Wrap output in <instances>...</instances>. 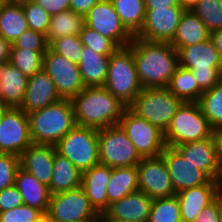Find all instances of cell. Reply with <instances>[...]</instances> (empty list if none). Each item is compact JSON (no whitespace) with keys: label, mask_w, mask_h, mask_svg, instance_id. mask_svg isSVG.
I'll return each mask as SVG.
<instances>
[{"label":"cell","mask_w":222,"mask_h":222,"mask_svg":"<svg viewBox=\"0 0 222 222\" xmlns=\"http://www.w3.org/2000/svg\"><path fill=\"white\" fill-rule=\"evenodd\" d=\"M198 104L213 129L222 127V80L202 93Z\"/></svg>","instance_id":"836d02e7"},{"label":"cell","mask_w":222,"mask_h":222,"mask_svg":"<svg viewBox=\"0 0 222 222\" xmlns=\"http://www.w3.org/2000/svg\"><path fill=\"white\" fill-rule=\"evenodd\" d=\"M49 48L72 63L78 65L81 61L83 44L79 35L57 38L49 44Z\"/></svg>","instance_id":"f35d334b"},{"label":"cell","mask_w":222,"mask_h":222,"mask_svg":"<svg viewBox=\"0 0 222 222\" xmlns=\"http://www.w3.org/2000/svg\"><path fill=\"white\" fill-rule=\"evenodd\" d=\"M61 100L54 82L42 69L28 78V84L23 101L19 108L26 114L52 105Z\"/></svg>","instance_id":"ffe728a7"},{"label":"cell","mask_w":222,"mask_h":222,"mask_svg":"<svg viewBox=\"0 0 222 222\" xmlns=\"http://www.w3.org/2000/svg\"><path fill=\"white\" fill-rule=\"evenodd\" d=\"M212 136L213 128L203 115L198 102H183L164 132V141L166 146L173 148Z\"/></svg>","instance_id":"8992f818"},{"label":"cell","mask_w":222,"mask_h":222,"mask_svg":"<svg viewBox=\"0 0 222 222\" xmlns=\"http://www.w3.org/2000/svg\"><path fill=\"white\" fill-rule=\"evenodd\" d=\"M112 176V168L98 164L82 172L81 187L98 213L109 207L107 185Z\"/></svg>","instance_id":"603a6c76"},{"label":"cell","mask_w":222,"mask_h":222,"mask_svg":"<svg viewBox=\"0 0 222 222\" xmlns=\"http://www.w3.org/2000/svg\"><path fill=\"white\" fill-rule=\"evenodd\" d=\"M210 40L214 48L222 57V29L210 33Z\"/></svg>","instance_id":"816d5d0a"},{"label":"cell","mask_w":222,"mask_h":222,"mask_svg":"<svg viewBox=\"0 0 222 222\" xmlns=\"http://www.w3.org/2000/svg\"><path fill=\"white\" fill-rule=\"evenodd\" d=\"M31 144L28 114L19 107H8L0 120V153L20 157Z\"/></svg>","instance_id":"4fadbf2b"},{"label":"cell","mask_w":222,"mask_h":222,"mask_svg":"<svg viewBox=\"0 0 222 222\" xmlns=\"http://www.w3.org/2000/svg\"><path fill=\"white\" fill-rule=\"evenodd\" d=\"M98 149L100 164L111 168L135 166L141 161L134 144L119 124L98 129Z\"/></svg>","instance_id":"9c48e42d"},{"label":"cell","mask_w":222,"mask_h":222,"mask_svg":"<svg viewBox=\"0 0 222 222\" xmlns=\"http://www.w3.org/2000/svg\"><path fill=\"white\" fill-rule=\"evenodd\" d=\"M127 47L132 51L143 88L168 87L179 67L178 51L170 43L146 41L134 36Z\"/></svg>","instance_id":"6da1fadb"},{"label":"cell","mask_w":222,"mask_h":222,"mask_svg":"<svg viewBox=\"0 0 222 222\" xmlns=\"http://www.w3.org/2000/svg\"><path fill=\"white\" fill-rule=\"evenodd\" d=\"M191 11L210 33L222 29V0H200Z\"/></svg>","instance_id":"8d00e7d4"},{"label":"cell","mask_w":222,"mask_h":222,"mask_svg":"<svg viewBox=\"0 0 222 222\" xmlns=\"http://www.w3.org/2000/svg\"><path fill=\"white\" fill-rule=\"evenodd\" d=\"M194 222H220L218 200L205 207Z\"/></svg>","instance_id":"bcb514c9"},{"label":"cell","mask_w":222,"mask_h":222,"mask_svg":"<svg viewBox=\"0 0 222 222\" xmlns=\"http://www.w3.org/2000/svg\"><path fill=\"white\" fill-rule=\"evenodd\" d=\"M79 36L83 46H86L94 52L102 55L111 56L120 48L112 39L102 36L97 31L86 25H84Z\"/></svg>","instance_id":"74e56055"},{"label":"cell","mask_w":222,"mask_h":222,"mask_svg":"<svg viewBox=\"0 0 222 222\" xmlns=\"http://www.w3.org/2000/svg\"><path fill=\"white\" fill-rule=\"evenodd\" d=\"M152 202V198L138 190L111 203L104 213L125 222H148Z\"/></svg>","instance_id":"7402d4cb"},{"label":"cell","mask_w":222,"mask_h":222,"mask_svg":"<svg viewBox=\"0 0 222 222\" xmlns=\"http://www.w3.org/2000/svg\"><path fill=\"white\" fill-rule=\"evenodd\" d=\"M45 52L31 49H11L9 62L29 77L43 69V54Z\"/></svg>","instance_id":"d590c367"},{"label":"cell","mask_w":222,"mask_h":222,"mask_svg":"<svg viewBox=\"0 0 222 222\" xmlns=\"http://www.w3.org/2000/svg\"><path fill=\"white\" fill-rule=\"evenodd\" d=\"M50 16L70 9V0H33Z\"/></svg>","instance_id":"f6af8a7d"},{"label":"cell","mask_w":222,"mask_h":222,"mask_svg":"<svg viewBox=\"0 0 222 222\" xmlns=\"http://www.w3.org/2000/svg\"><path fill=\"white\" fill-rule=\"evenodd\" d=\"M148 222H182L177 196L153 199Z\"/></svg>","instance_id":"e575fe53"},{"label":"cell","mask_w":222,"mask_h":222,"mask_svg":"<svg viewBox=\"0 0 222 222\" xmlns=\"http://www.w3.org/2000/svg\"><path fill=\"white\" fill-rule=\"evenodd\" d=\"M168 90L183 102H198L204 92L191 72V70L178 67L171 78Z\"/></svg>","instance_id":"d6a6232c"},{"label":"cell","mask_w":222,"mask_h":222,"mask_svg":"<svg viewBox=\"0 0 222 222\" xmlns=\"http://www.w3.org/2000/svg\"><path fill=\"white\" fill-rule=\"evenodd\" d=\"M28 27L36 32L47 34L51 16L33 1L22 5Z\"/></svg>","instance_id":"ab89813d"},{"label":"cell","mask_w":222,"mask_h":222,"mask_svg":"<svg viewBox=\"0 0 222 222\" xmlns=\"http://www.w3.org/2000/svg\"><path fill=\"white\" fill-rule=\"evenodd\" d=\"M182 103L183 101L167 87L142 88L127 107L137 116L165 132Z\"/></svg>","instance_id":"5b68a950"},{"label":"cell","mask_w":222,"mask_h":222,"mask_svg":"<svg viewBox=\"0 0 222 222\" xmlns=\"http://www.w3.org/2000/svg\"><path fill=\"white\" fill-rule=\"evenodd\" d=\"M22 5L2 4L0 7V35L13 44L28 29Z\"/></svg>","instance_id":"f546056e"},{"label":"cell","mask_w":222,"mask_h":222,"mask_svg":"<svg viewBox=\"0 0 222 222\" xmlns=\"http://www.w3.org/2000/svg\"><path fill=\"white\" fill-rule=\"evenodd\" d=\"M19 168V156L0 153V191L15 185V176Z\"/></svg>","instance_id":"60d3db41"},{"label":"cell","mask_w":222,"mask_h":222,"mask_svg":"<svg viewBox=\"0 0 222 222\" xmlns=\"http://www.w3.org/2000/svg\"><path fill=\"white\" fill-rule=\"evenodd\" d=\"M208 39H210V32L205 24L192 11L185 10L170 44L177 51L181 47L196 45Z\"/></svg>","instance_id":"484cf974"},{"label":"cell","mask_w":222,"mask_h":222,"mask_svg":"<svg viewBox=\"0 0 222 222\" xmlns=\"http://www.w3.org/2000/svg\"><path fill=\"white\" fill-rule=\"evenodd\" d=\"M47 213L53 222L95 221L99 214L81 186L51 195Z\"/></svg>","instance_id":"8fae6325"},{"label":"cell","mask_w":222,"mask_h":222,"mask_svg":"<svg viewBox=\"0 0 222 222\" xmlns=\"http://www.w3.org/2000/svg\"><path fill=\"white\" fill-rule=\"evenodd\" d=\"M139 190L150 198L176 195L166 164L162 156L141 158L136 165Z\"/></svg>","instance_id":"2e32d148"},{"label":"cell","mask_w":222,"mask_h":222,"mask_svg":"<svg viewBox=\"0 0 222 222\" xmlns=\"http://www.w3.org/2000/svg\"><path fill=\"white\" fill-rule=\"evenodd\" d=\"M43 70L54 82L61 99L71 100L85 88L79 66L50 48L43 54Z\"/></svg>","instance_id":"7c38bea8"},{"label":"cell","mask_w":222,"mask_h":222,"mask_svg":"<svg viewBox=\"0 0 222 222\" xmlns=\"http://www.w3.org/2000/svg\"><path fill=\"white\" fill-rule=\"evenodd\" d=\"M49 48L46 35L28 28L12 44L11 49H31L35 51H47Z\"/></svg>","instance_id":"b9f144b4"},{"label":"cell","mask_w":222,"mask_h":222,"mask_svg":"<svg viewBox=\"0 0 222 222\" xmlns=\"http://www.w3.org/2000/svg\"><path fill=\"white\" fill-rule=\"evenodd\" d=\"M184 12L181 6L146 9L143 27L135 37L146 41L170 43Z\"/></svg>","instance_id":"9a60e30c"},{"label":"cell","mask_w":222,"mask_h":222,"mask_svg":"<svg viewBox=\"0 0 222 222\" xmlns=\"http://www.w3.org/2000/svg\"><path fill=\"white\" fill-rule=\"evenodd\" d=\"M85 25L112 39L120 48L127 47L134 36L123 25L110 0H100L85 15Z\"/></svg>","instance_id":"5bb4252c"},{"label":"cell","mask_w":222,"mask_h":222,"mask_svg":"<svg viewBox=\"0 0 222 222\" xmlns=\"http://www.w3.org/2000/svg\"><path fill=\"white\" fill-rule=\"evenodd\" d=\"M84 25L85 16L75 13L70 9L52 15L46 34L48 44L60 37L79 35Z\"/></svg>","instance_id":"4dcf8cb0"},{"label":"cell","mask_w":222,"mask_h":222,"mask_svg":"<svg viewBox=\"0 0 222 222\" xmlns=\"http://www.w3.org/2000/svg\"><path fill=\"white\" fill-rule=\"evenodd\" d=\"M173 148L196 168L204 171L212 180L222 181V169L218 161L213 136Z\"/></svg>","instance_id":"ac0fdd59"},{"label":"cell","mask_w":222,"mask_h":222,"mask_svg":"<svg viewBox=\"0 0 222 222\" xmlns=\"http://www.w3.org/2000/svg\"><path fill=\"white\" fill-rule=\"evenodd\" d=\"M123 25L136 36L143 27L146 15L144 0H110Z\"/></svg>","instance_id":"1f68e13d"},{"label":"cell","mask_w":222,"mask_h":222,"mask_svg":"<svg viewBox=\"0 0 222 222\" xmlns=\"http://www.w3.org/2000/svg\"><path fill=\"white\" fill-rule=\"evenodd\" d=\"M30 137L33 144L56 145L76 126L73 105L61 99L52 105L28 114Z\"/></svg>","instance_id":"3957f363"},{"label":"cell","mask_w":222,"mask_h":222,"mask_svg":"<svg viewBox=\"0 0 222 222\" xmlns=\"http://www.w3.org/2000/svg\"><path fill=\"white\" fill-rule=\"evenodd\" d=\"M134 144L141 158L157 157L165 149L164 132L146 119L134 114L128 107L118 123Z\"/></svg>","instance_id":"30bf717a"},{"label":"cell","mask_w":222,"mask_h":222,"mask_svg":"<svg viewBox=\"0 0 222 222\" xmlns=\"http://www.w3.org/2000/svg\"><path fill=\"white\" fill-rule=\"evenodd\" d=\"M42 212L36 208L22 205L0 212V222H32Z\"/></svg>","instance_id":"7bdbcfd3"},{"label":"cell","mask_w":222,"mask_h":222,"mask_svg":"<svg viewBox=\"0 0 222 222\" xmlns=\"http://www.w3.org/2000/svg\"><path fill=\"white\" fill-rule=\"evenodd\" d=\"M95 222H125V221L111 218V217L107 216L104 212H100L98 214L97 219L95 220Z\"/></svg>","instance_id":"db71d44e"},{"label":"cell","mask_w":222,"mask_h":222,"mask_svg":"<svg viewBox=\"0 0 222 222\" xmlns=\"http://www.w3.org/2000/svg\"><path fill=\"white\" fill-rule=\"evenodd\" d=\"M138 190V171L136 165L112 168V176L106 188L109 204Z\"/></svg>","instance_id":"f1b7e54d"},{"label":"cell","mask_w":222,"mask_h":222,"mask_svg":"<svg viewBox=\"0 0 222 222\" xmlns=\"http://www.w3.org/2000/svg\"><path fill=\"white\" fill-rule=\"evenodd\" d=\"M56 152L54 145L32 143L20 155V167L35 176L41 183L50 186Z\"/></svg>","instance_id":"44dd1931"},{"label":"cell","mask_w":222,"mask_h":222,"mask_svg":"<svg viewBox=\"0 0 222 222\" xmlns=\"http://www.w3.org/2000/svg\"><path fill=\"white\" fill-rule=\"evenodd\" d=\"M28 76L10 62L0 68V101L8 107H19L26 93Z\"/></svg>","instance_id":"d4e9b609"},{"label":"cell","mask_w":222,"mask_h":222,"mask_svg":"<svg viewBox=\"0 0 222 222\" xmlns=\"http://www.w3.org/2000/svg\"><path fill=\"white\" fill-rule=\"evenodd\" d=\"M100 0H70V10L85 16Z\"/></svg>","instance_id":"7dc6e473"},{"label":"cell","mask_w":222,"mask_h":222,"mask_svg":"<svg viewBox=\"0 0 222 222\" xmlns=\"http://www.w3.org/2000/svg\"><path fill=\"white\" fill-rule=\"evenodd\" d=\"M221 190L222 181L211 179L204 185L177 192L182 222H194L201 211L216 199Z\"/></svg>","instance_id":"d6986e66"},{"label":"cell","mask_w":222,"mask_h":222,"mask_svg":"<svg viewBox=\"0 0 222 222\" xmlns=\"http://www.w3.org/2000/svg\"><path fill=\"white\" fill-rule=\"evenodd\" d=\"M81 180L82 172L70 160L56 152L49 186L51 195L78 188Z\"/></svg>","instance_id":"83f0119b"},{"label":"cell","mask_w":222,"mask_h":222,"mask_svg":"<svg viewBox=\"0 0 222 222\" xmlns=\"http://www.w3.org/2000/svg\"><path fill=\"white\" fill-rule=\"evenodd\" d=\"M216 199L218 200V205H219L220 222H222V190L218 193Z\"/></svg>","instance_id":"6f0895ef"},{"label":"cell","mask_w":222,"mask_h":222,"mask_svg":"<svg viewBox=\"0 0 222 222\" xmlns=\"http://www.w3.org/2000/svg\"><path fill=\"white\" fill-rule=\"evenodd\" d=\"M110 56L94 52L83 46L78 64L85 87H103L107 78Z\"/></svg>","instance_id":"4316f807"},{"label":"cell","mask_w":222,"mask_h":222,"mask_svg":"<svg viewBox=\"0 0 222 222\" xmlns=\"http://www.w3.org/2000/svg\"><path fill=\"white\" fill-rule=\"evenodd\" d=\"M165 161L175 193L208 183L211 178L184 159L174 148L166 146L161 154Z\"/></svg>","instance_id":"e0dca14e"},{"label":"cell","mask_w":222,"mask_h":222,"mask_svg":"<svg viewBox=\"0 0 222 222\" xmlns=\"http://www.w3.org/2000/svg\"><path fill=\"white\" fill-rule=\"evenodd\" d=\"M33 0H2L3 4H16V5H23L27 2H30Z\"/></svg>","instance_id":"9f6ffc18"},{"label":"cell","mask_w":222,"mask_h":222,"mask_svg":"<svg viewBox=\"0 0 222 222\" xmlns=\"http://www.w3.org/2000/svg\"><path fill=\"white\" fill-rule=\"evenodd\" d=\"M180 5L184 10H192L193 7L200 1V0H179Z\"/></svg>","instance_id":"f5cc1de1"},{"label":"cell","mask_w":222,"mask_h":222,"mask_svg":"<svg viewBox=\"0 0 222 222\" xmlns=\"http://www.w3.org/2000/svg\"><path fill=\"white\" fill-rule=\"evenodd\" d=\"M128 106L142 90L132 51L119 48L110 56L108 73L103 86Z\"/></svg>","instance_id":"52a82bcc"},{"label":"cell","mask_w":222,"mask_h":222,"mask_svg":"<svg viewBox=\"0 0 222 222\" xmlns=\"http://www.w3.org/2000/svg\"><path fill=\"white\" fill-rule=\"evenodd\" d=\"M15 186L19 189L24 205L36 208L42 213L47 212L51 197L49 186L21 167L16 172Z\"/></svg>","instance_id":"cb8c5ba5"},{"label":"cell","mask_w":222,"mask_h":222,"mask_svg":"<svg viewBox=\"0 0 222 222\" xmlns=\"http://www.w3.org/2000/svg\"><path fill=\"white\" fill-rule=\"evenodd\" d=\"M7 108H8V106H6L3 102L0 101V120H1L3 113L5 112V110Z\"/></svg>","instance_id":"680465c9"},{"label":"cell","mask_w":222,"mask_h":222,"mask_svg":"<svg viewBox=\"0 0 222 222\" xmlns=\"http://www.w3.org/2000/svg\"><path fill=\"white\" fill-rule=\"evenodd\" d=\"M12 44L5 40L0 35V64H5L10 61V53H11Z\"/></svg>","instance_id":"681fc988"},{"label":"cell","mask_w":222,"mask_h":222,"mask_svg":"<svg viewBox=\"0 0 222 222\" xmlns=\"http://www.w3.org/2000/svg\"><path fill=\"white\" fill-rule=\"evenodd\" d=\"M71 102L76 125L96 129L118 124L127 107L104 87H85Z\"/></svg>","instance_id":"7a4b0ae2"},{"label":"cell","mask_w":222,"mask_h":222,"mask_svg":"<svg viewBox=\"0 0 222 222\" xmlns=\"http://www.w3.org/2000/svg\"><path fill=\"white\" fill-rule=\"evenodd\" d=\"M213 138L215 141L218 161L222 169V127L213 129Z\"/></svg>","instance_id":"f907efd6"},{"label":"cell","mask_w":222,"mask_h":222,"mask_svg":"<svg viewBox=\"0 0 222 222\" xmlns=\"http://www.w3.org/2000/svg\"><path fill=\"white\" fill-rule=\"evenodd\" d=\"M146 9L181 6L179 0H144Z\"/></svg>","instance_id":"c3c4849f"},{"label":"cell","mask_w":222,"mask_h":222,"mask_svg":"<svg viewBox=\"0 0 222 222\" xmlns=\"http://www.w3.org/2000/svg\"><path fill=\"white\" fill-rule=\"evenodd\" d=\"M55 147L58 154L70 160L81 172L100 164L96 128L76 125Z\"/></svg>","instance_id":"ba28073f"},{"label":"cell","mask_w":222,"mask_h":222,"mask_svg":"<svg viewBox=\"0 0 222 222\" xmlns=\"http://www.w3.org/2000/svg\"><path fill=\"white\" fill-rule=\"evenodd\" d=\"M32 222H53L47 212L41 213L35 220Z\"/></svg>","instance_id":"11a10c76"},{"label":"cell","mask_w":222,"mask_h":222,"mask_svg":"<svg viewBox=\"0 0 222 222\" xmlns=\"http://www.w3.org/2000/svg\"><path fill=\"white\" fill-rule=\"evenodd\" d=\"M177 51L179 66L191 70L203 91L212 89L222 80V57L210 39Z\"/></svg>","instance_id":"277c9868"},{"label":"cell","mask_w":222,"mask_h":222,"mask_svg":"<svg viewBox=\"0 0 222 222\" xmlns=\"http://www.w3.org/2000/svg\"><path fill=\"white\" fill-rule=\"evenodd\" d=\"M23 204V198L15 185L0 191V212L22 206Z\"/></svg>","instance_id":"ee69618b"}]
</instances>
